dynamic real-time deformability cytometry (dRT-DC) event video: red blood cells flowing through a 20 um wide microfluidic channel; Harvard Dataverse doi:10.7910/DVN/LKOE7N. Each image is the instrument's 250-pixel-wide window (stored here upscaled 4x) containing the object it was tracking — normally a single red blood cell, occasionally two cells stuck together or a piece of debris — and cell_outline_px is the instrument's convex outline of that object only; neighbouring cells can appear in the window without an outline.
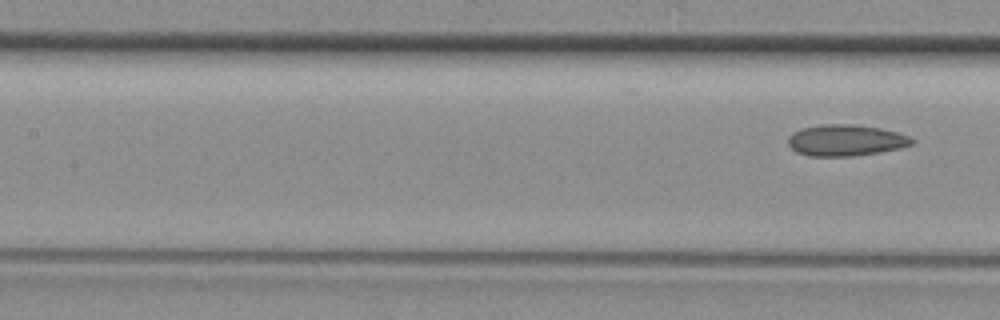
{"species": "common noctule bat (a hibernating species)", "species_latin": "Nyctalus noctula", "temperature_condition": "room temperature", "stored_images_in_passage": 8, "segment_of_instrument_passage": [2, 2], "camera_frame_rate_fps": 3000, "um_per_image_px": 0.085, "animal": {"sex": "female", "body_mass_g": 29.2, "forearm_length_mm": 56.3}, "frame": {"image": 1, "passage_image": 8, "time_ms": 2.333, "image_size_px": [1000, 320], "cell_outline_px": [[916, 140], [912, 144], [900, 148], [880, 152], [852, 156], [808, 156], [796, 152], [788, 144], [788, 136], [792, 132], [800, 128], [824, 124], [852, 124], [880, 128], [912, 136]], "centroid_in_image_um": [71.89, 11.92], "position_along_channel_um": 135.5, "area_um2": 22.77}}